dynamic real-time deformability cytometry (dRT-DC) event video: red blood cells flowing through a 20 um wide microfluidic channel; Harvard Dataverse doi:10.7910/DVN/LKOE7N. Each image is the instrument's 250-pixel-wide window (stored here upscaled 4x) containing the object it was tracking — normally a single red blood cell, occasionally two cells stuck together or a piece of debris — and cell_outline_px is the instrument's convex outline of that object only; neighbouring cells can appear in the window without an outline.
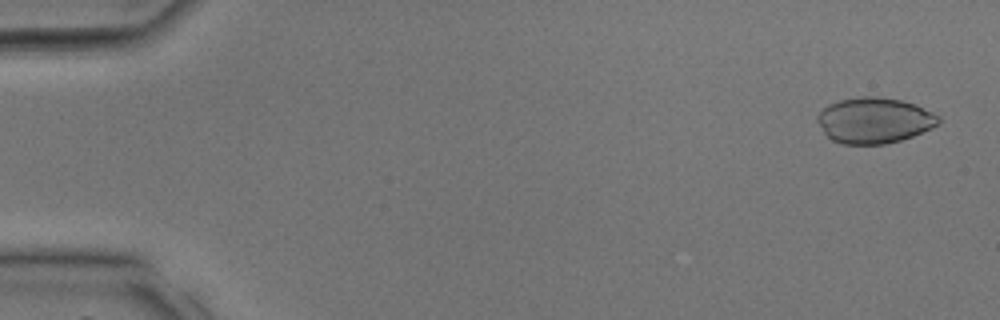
{"species": "common noctule bat (a hibernating species)", "species_latin": "Nyctalus noctula", "temperature_condition": "room temperature", "stored_images_in_passage": 10, "camera_frame_rate_fps": 3000, "um_per_image_px": 0.085, "animal": {"sex": "male", "body_mass_g": 17.9, "forearm_length_mm": 54.2}, "frame": {"image": 1, "passage_image": 2, "time_ms": 0.333, "image_size_px": [1000, 320], "cell_outline_px": [[940, 124], [932, 128], [912, 136], [900, 140], [884, 144], [840, 144], [832, 140], [824, 132], [816, 120], [816, 116], [828, 104], [840, 100], [860, 96], [880, 96], [900, 100], [916, 104], [940, 116]], "centroid_in_image_um": [74.32, 10.22], "position_along_channel_um": 10.7, "area_um2": 32.43}}